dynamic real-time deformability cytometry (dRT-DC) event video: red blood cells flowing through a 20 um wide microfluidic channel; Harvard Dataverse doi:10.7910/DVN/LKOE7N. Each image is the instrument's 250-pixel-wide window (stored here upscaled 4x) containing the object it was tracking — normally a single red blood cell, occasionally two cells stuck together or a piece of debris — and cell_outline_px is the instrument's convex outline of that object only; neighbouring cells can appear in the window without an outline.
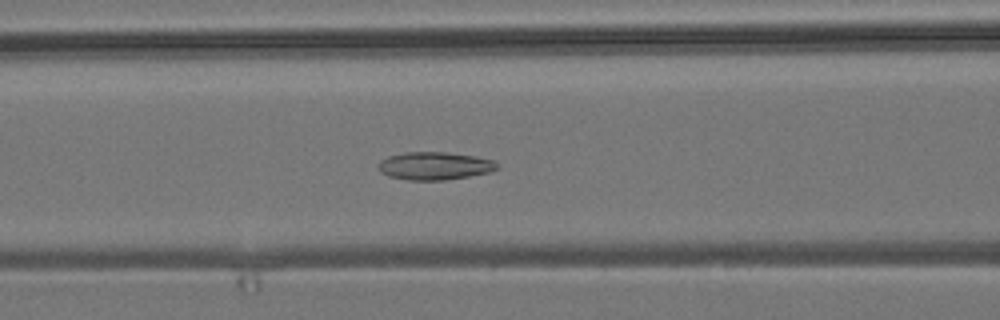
{"species": "common noctule bat (a hibernating species)", "species_latin": "Nyctalus noctula", "temperature_condition": "room temperature", "stored_images_in_passage": 56, "segment_of_instrument_passage": [1, 2], "camera_frame_rate_fps": 3000, "um_per_image_px": 0.085, "animal": {"sex": "male", "body_mass_g": 19.2, "forearm_length_mm": 51.8}, "frame": {"image": 1, "passage_image": 23, "time_ms": 7.333, "image_size_px": [1000, 320], "cell_outline_px": [[500, 168], [488, 172], [468, 176], [444, 180], [408, 180], [388, 176], [380, 172], [380, 160], [388, 156], [404, 152], [444, 152], [476, 156], [496, 160], [500, 164]], "centroid_in_image_um": [36.99, 14.09], "position_along_channel_um": 129.6, "area_um2": 19.36}}
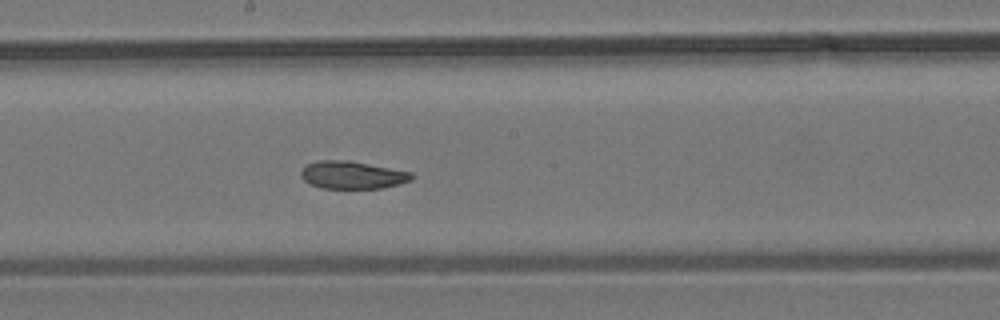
{"frame": {"image": 2, "passage_image": 30, "time_ms": 9.667, "image_size_px": [1000, 320], "cell_outline_px": [[416, 176], [412, 180], [400, 184], [380, 188], [320, 188], [308, 184], [300, 176], [300, 172], [308, 164], [316, 160], [348, 160], [412, 172]], "centroid_in_image_um": [29.95, 14.87], "position_along_channel_um": 218.2, "area_um2": 17.98}}
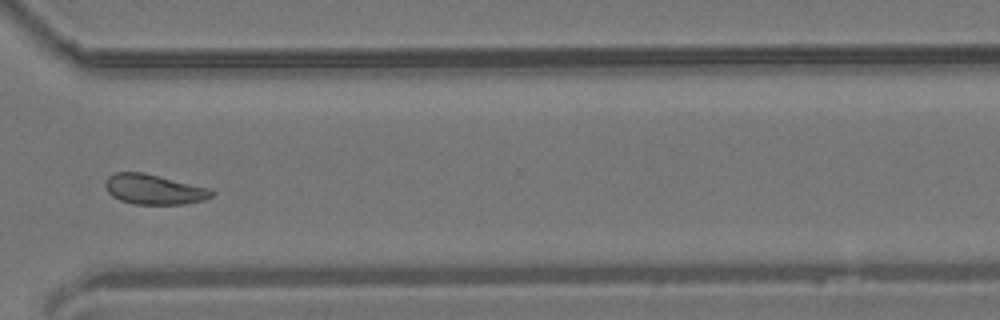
{"frame": {"image": 3, "passage_image": 41, "time_ms": 13.333, "image_size_px": [1000, 320], "cell_outline_px": [[216, 192], [212, 196], [204, 200], [184, 204], [132, 204], [120, 200], [112, 196], [108, 192], [104, 184], [104, 180], [108, 176], [116, 172], [144, 172], [208, 188]], "centroid_in_image_um": [13.05, 16.09], "position_along_channel_um": 357.5, "area_um2": 18.67}}